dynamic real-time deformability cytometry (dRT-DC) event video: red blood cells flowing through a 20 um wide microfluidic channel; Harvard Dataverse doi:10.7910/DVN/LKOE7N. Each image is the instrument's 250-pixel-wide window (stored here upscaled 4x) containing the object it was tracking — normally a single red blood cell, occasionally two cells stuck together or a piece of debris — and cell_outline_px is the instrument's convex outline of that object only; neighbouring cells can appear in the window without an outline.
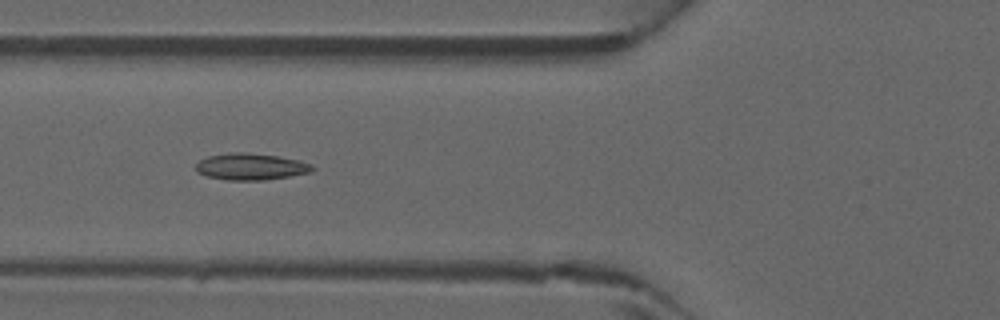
{"species": "common noctule bat (a hibernating species)", "species_latin": "Nyctalus noctula", "temperature_condition": "warm", "stored_images_in_passage": 43, "camera_frame_rate_fps": 3000, "um_per_image_px": 0.085, "animal": {"sex": "male", "forearm_length_mm": 52.5}, "frame": {"image": 1, "passage_image": 17, "time_ms": 5.333, "image_size_px": [1000, 320], "cell_outline_px": [[316, 168], [312, 172], [264, 180], [228, 180], [208, 176], [196, 172], [196, 164], [200, 160], [208, 156], [232, 152], [244, 152], [276, 156], [300, 160], [312, 164]], "centroid_in_image_um": [21.34, 14.16], "position_along_channel_um": 104.5, "area_um2": 18.03}}
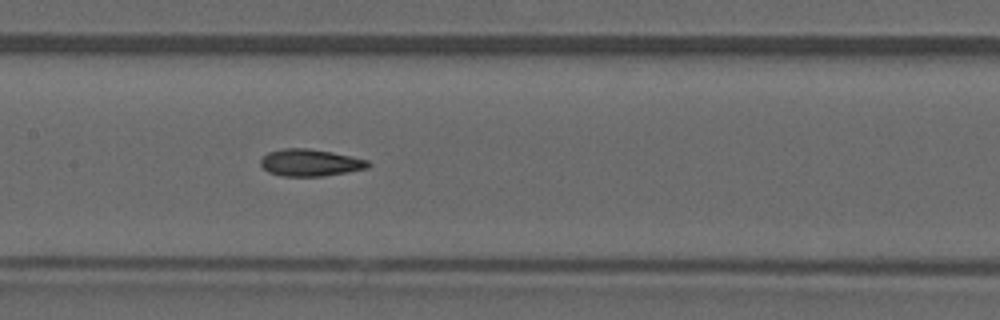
{"frame": {"image": 2, "passage_image": 22, "time_ms": 7.0, "image_size_px": [1000, 320], "cell_outline_px": [[372, 164], [368, 168], [348, 172], [324, 176], [284, 176], [268, 172], [260, 164], [260, 160], [268, 152], [284, 148], [308, 148], [332, 152], [368, 160]], "centroid_in_image_um": [26.39, 13.82], "position_along_channel_um": 181.0, "area_um2": 16.94}}
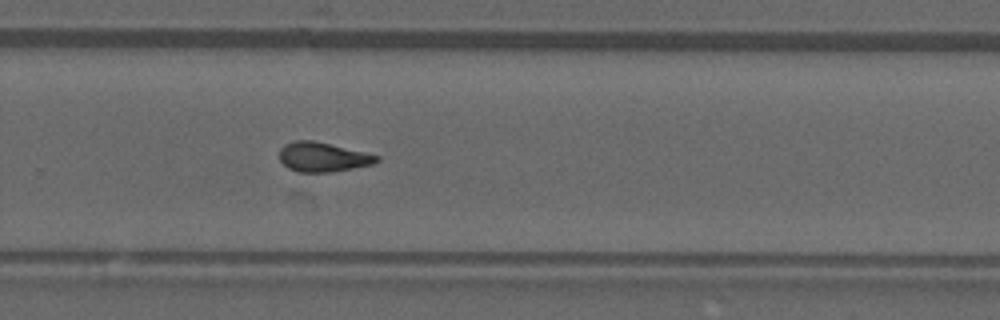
{"frame": {"image": 3, "passage_image": 30, "time_ms": 9.667, "image_size_px": [1000, 320], "cell_outline_px": [[380, 160], [372, 164], [352, 168], [328, 172], [296, 172], [288, 168], [280, 160], [280, 148], [284, 144], [296, 140], [312, 140], [380, 156]], "centroid_in_image_um": [27.4, 13.35], "position_along_channel_um": 302.4, "area_um2": 16.47}}